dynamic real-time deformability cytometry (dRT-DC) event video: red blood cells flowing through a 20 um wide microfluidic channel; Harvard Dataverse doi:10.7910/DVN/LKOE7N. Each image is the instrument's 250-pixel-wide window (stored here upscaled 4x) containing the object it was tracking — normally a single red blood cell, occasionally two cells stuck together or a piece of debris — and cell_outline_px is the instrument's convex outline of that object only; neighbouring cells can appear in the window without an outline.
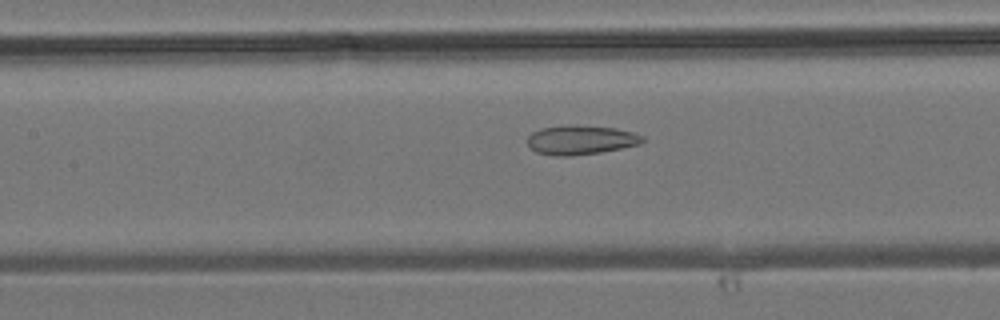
{"species": "common noctule bat (a hibernating species)", "species_latin": "Nyctalus noctula", "temperature_condition": "room temperature", "stored_images_in_passage": 38, "camera_frame_rate_fps": 3000, "um_per_image_px": 0.085, "animal": {"sex": "male", "body_mass_g": 19.2, "forearm_length_mm": 51.8}, "frame": {"image": 1, "passage_image": 14, "time_ms": 4.333, "image_size_px": [1000, 320], "cell_outline_px": [[644, 140], [640, 144], [600, 152], [572, 156], [552, 156], [536, 152], [528, 144], [528, 136], [532, 132], [540, 128], [616, 128], [636, 132], [644, 136]], "centroid_in_image_um": [49.4, 11.95], "position_along_channel_um": 158.0, "area_um2": 18.73}}
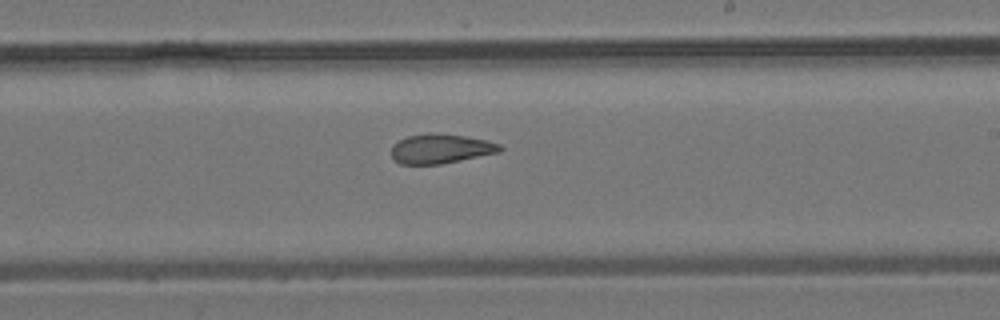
{"frame": {"image": 2, "passage_image": 20, "time_ms": 6.333, "image_size_px": [1000, 320], "cell_outline_px": [[504, 148], [500, 152], [440, 164], [400, 164], [392, 160], [392, 144], [408, 136], [428, 132], [440, 132], [488, 140], [500, 144]], "centroid_in_image_um": [37.45, 12.63], "position_along_channel_um": 251.5, "area_um2": 18.9}}
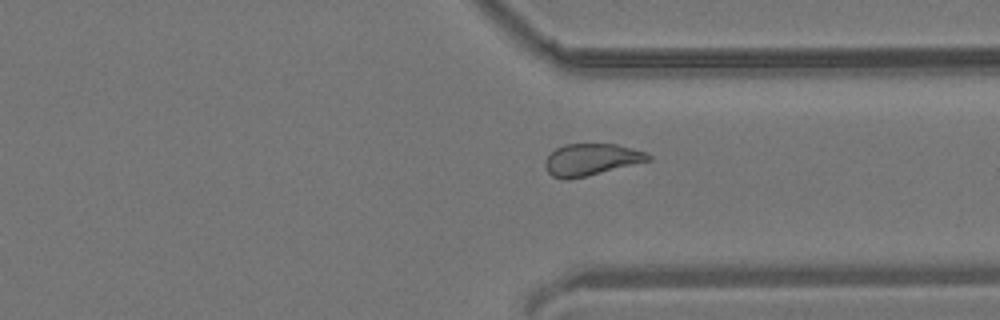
{"frame": {"image": 3, "passage_image": 27, "time_ms": 8.667, "image_size_px": [1000, 320], "cell_outline_px": [[652, 160], [568, 180], [564, 180], [552, 176], [548, 172], [544, 164], [548, 156], [556, 148], [564, 144], [616, 144], [648, 152], [652, 156]], "centroid_in_image_um": [50.27, 13.56], "position_along_channel_um": 361.1, "area_um2": 19.07}}